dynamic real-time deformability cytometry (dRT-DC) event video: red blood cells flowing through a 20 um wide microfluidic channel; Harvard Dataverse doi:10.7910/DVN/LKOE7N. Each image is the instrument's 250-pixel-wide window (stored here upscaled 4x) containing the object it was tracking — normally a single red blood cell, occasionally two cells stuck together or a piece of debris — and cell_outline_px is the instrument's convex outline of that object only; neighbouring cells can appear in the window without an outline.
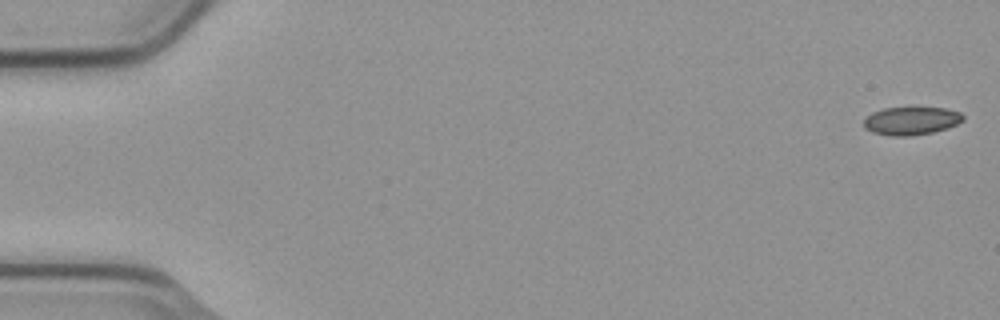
{"species": "common noctule bat (a hibernating species)", "species_latin": "Nyctalus noctula", "temperature_condition": "cold", "stored_images_in_passage": 55, "camera_frame_rate_fps": 3000, "um_per_image_px": 0.085, "animal": {"sex": "male", "body_mass_g": 23.1, "forearm_length_mm": 52.7}, "frame": {"image": 1, "passage_image": 1, "time_ms": 0.0, "image_size_px": [1000, 320], "cell_outline_px": [[964, 120], [948, 128], [932, 132], [912, 136], [888, 136], [872, 132], [864, 128], [864, 120], [872, 112], [884, 108], [944, 108], [960, 112], [964, 116]], "centroid_in_image_um": [77.45, 10.28], "position_along_channel_um": 7.6, "area_um2": 16.24}}
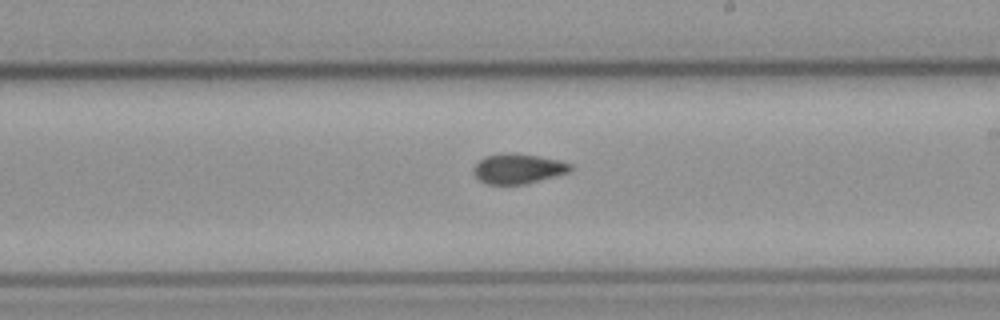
{"frame": {"image": 2, "passage_image": 32, "time_ms": 10.333, "image_size_px": [1000, 320], "cell_outline_px": [[572, 168], [568, 172], [524, 184], [488, 184], [480, 180], [476, 176], [472, 168], [484, 156], [504, 152], [516, 152], [540, 156], [560, 160], [572, 164]], "centroid_in_image_um": [44.02, 14.31], "position_along_channel_um": 245.0, "area_um2": 16.94}}
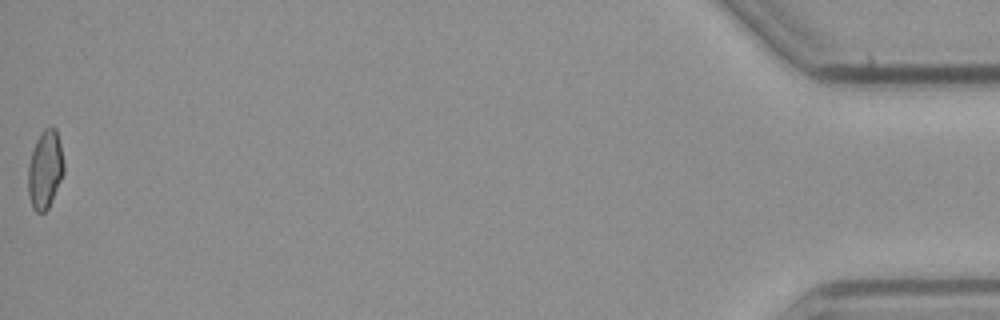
{"frame": {"image": 3, "passage_image": 55, "time_ms": 18.0, "image_size_px": [1000, 320], "cell_outline_px": [[64, 172], [52, 200], [48, 208], [44, 212], [36, 212], [32, 208], [28, 196], [28, 164], [36, 140], [44, 128], [56, 128], [60, 144], [64, 164]], "centroid_in_image_um": [3.82, 14.43], "position_along_channel_um": 431.4, "area_um2": 16.24}, "authors_computed_cell_mechanics": {"area_um2": 16.9354, "velocity_mm_per_s": 3.7681, "shape_relaxation_time_tau1_ms": null, "shape_relaxation_time_tau2_ms": 2.0409, "deformation_change_tau1": null, "deformation_change_tau2": 0.0572}}